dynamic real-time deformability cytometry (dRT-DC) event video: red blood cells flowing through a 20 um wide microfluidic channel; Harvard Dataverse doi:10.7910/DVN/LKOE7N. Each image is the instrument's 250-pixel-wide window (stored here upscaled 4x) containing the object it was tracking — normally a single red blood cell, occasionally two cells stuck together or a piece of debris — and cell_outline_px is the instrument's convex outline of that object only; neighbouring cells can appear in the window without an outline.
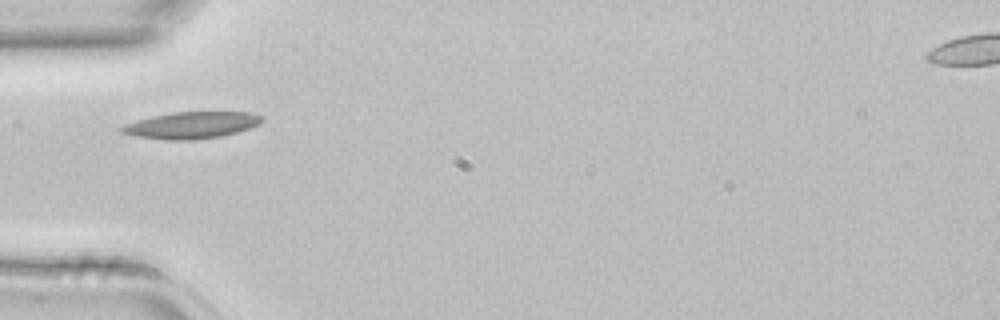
{"species": "common noctule bat (a hibernating species)", "species_latin": "Nyctalus noctula", "temperature_condition": "room temperature", "stored_images_in_passage": 2, "camera_frame_rate_fps": 3000, "um_per_image_px": 0.085, "animal": {"sex": "female", "body_mass_g": 22.7, "forearm_length_mm": 54.2}, "frame": {"image": 1, "passage_image": 2, "time_ms": 0.333, "image_size_px": [1000, 320], "cell_outline_px": [[264, 120], [260, 124], [236, 132], [220, 136], [196, 140], [164, 140], [136, 136], [120, 132], [116, 128], [124, 124], [152, 116], [172, 112], [252, 112], [264, 116]], "centroid_in_image_um": [16.26, 10.64], "position_along_channel_um": 68.7, "area_um2": 22.02}}